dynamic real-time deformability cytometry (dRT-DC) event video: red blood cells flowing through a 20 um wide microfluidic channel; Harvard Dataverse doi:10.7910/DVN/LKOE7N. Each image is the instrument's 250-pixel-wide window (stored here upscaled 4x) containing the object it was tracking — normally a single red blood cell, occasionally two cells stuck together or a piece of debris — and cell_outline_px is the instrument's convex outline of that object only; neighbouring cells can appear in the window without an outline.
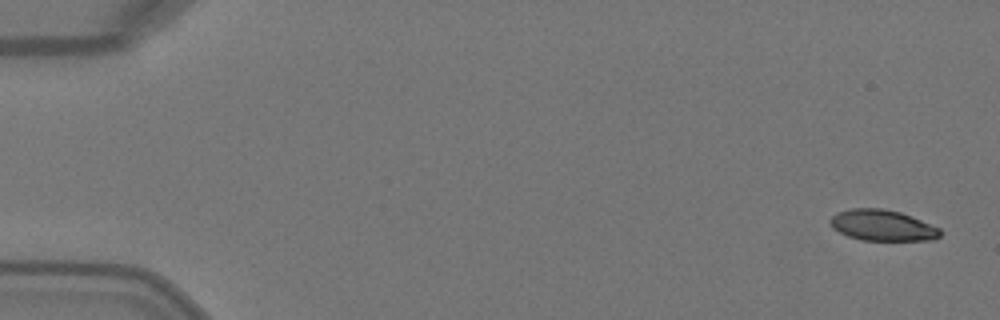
{"species": "Egyptian fruit bat (a non-hibernating species)", "species_latin": "Rousettus aegyptiacus", "temperature_condition": "warm", "stored_images_in_passage": 4, "camera_frame_rate_fps": 3000, "um_per_image_px": 0.085, "animal": {"sex": "female"}, "frame": {"image": 1, "passage_image": 1, "time_ms": 0.0, "image_size_px": [1000, 320], "cell_outline_px": [[944, 232], [940, 236], [932, 240], [860, 240], [848, 236], [832, 228], [828, 220], [836, 212], [852, 208], [880, 208], [900, 212], [912, 216], [940, 228]], "centroid_in_image_um": [75.0, 19.15], "position_along_channel_um": 10.0, "area_um2": 20.0}}
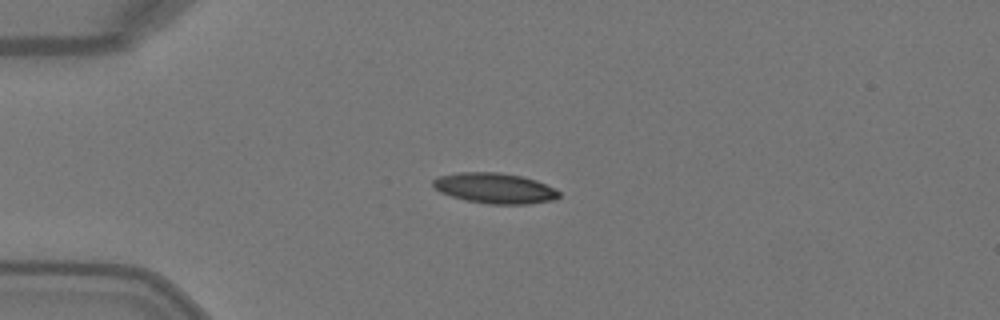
{"frame": {"image": 2, "passage_image": 4, "time_ms": 1.0, "image_size_px": [1000, 320], "cell_outline_px": [[560, 196], [556, 200], [528, 204], [488, 204], [468, 200], [452, 196], [440, 192], [432, 184], [432, 180], [440, 176], [456, 172], [500, 172], [524, 176], [536, 180], [560, 192]], "centroid_in_image_um": [42.07, 15.99], "position_along_channel_um": 42.9, "area_um2": 22.37}}